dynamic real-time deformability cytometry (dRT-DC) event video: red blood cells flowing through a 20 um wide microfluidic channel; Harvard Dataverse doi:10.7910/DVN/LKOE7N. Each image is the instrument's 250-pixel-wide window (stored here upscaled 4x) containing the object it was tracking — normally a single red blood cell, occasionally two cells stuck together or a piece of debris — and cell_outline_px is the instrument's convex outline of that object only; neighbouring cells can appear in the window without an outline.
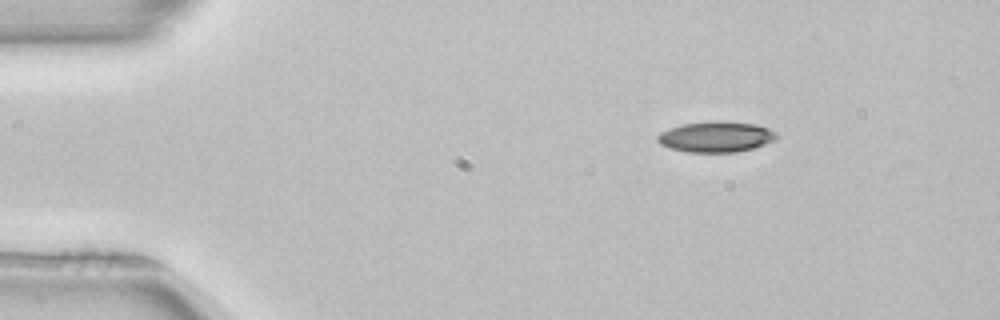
{"species": "common noctule bat (a hibernating species)", "species_latin": "Nyctalus noctula", "temperature_condition": "room temperature", "stored_images_in_passage": 45, "camera_frame_rate_fps": 3000, "um_per_image_px": 0.085, "animal": {"sex": "female", "body_mass_g": 22.7, "forearm_length_mm": 54.2}, "frame": {"image": 1, "passage_image": 1, "time_ms": 0.0, "image_size_px": [1000, 320], "cell_outline_px": [[776, 136], [772, 140], [764, 144], [752, 148], [736, 152], [688, 152], [672, 148], [660, 144], [656, 140], [656, 136], [660, 132], [668, 128], [684, 124], [716, 120], [720, 120], [756, 124], [768, 128], [776, 132]], "centroid_in_image_um": [60.82, 11.61], "position_along_channel_um": 24.2, "area_um2": 21.21}}
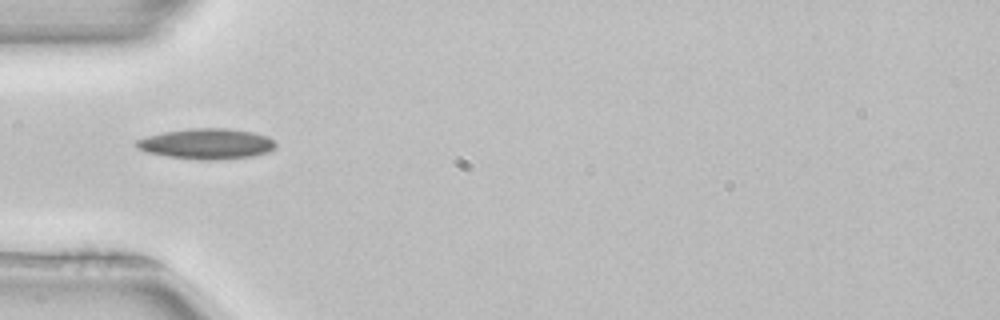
{"frame": {"image": 2, "passage_image": 10, "time_ms": 3.0, "image_size_px": [1000, 320], "cell_outline_px": [[276, 144], [268, 152], [252, 156], [216, 160], [200, 160], [168, 156], [148, 152], [140, 148], [136, 144], [136, 140], [148, 136], [164, 132], [192, 128], [228, 128], [252, 132], [268, 136]], "centroid_in_image_um": [17.59, 12.22], "position_along_channel_um": 67.4, "area_um2": 24.45}}
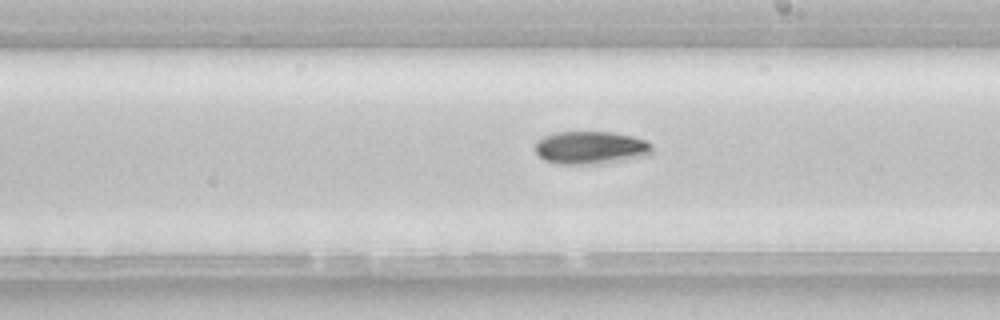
{"frame": {"image": 3, "passage_image": 23, "time_ms": 7.333, "image_size_px": [1000, 320], "cell_outline_px": [[652, 152], [648, 156], [604, 164], [556, 164], [544, 160], [536, 152], [536, 144], [544, 136], [556, 132], [612, 132], [632, 136], [644, 140], [652, 144]], "centroid_in_image_um": [50.25, 12.57], "position_along_channel_um": 238.7, "area_um2": 22.6}, "authors_computed_cell_mechanics": {"area_um2": 21.6172, "velocity_mm_per_s": 3.9541, "shape_relaxation_time_tau1_ms": 3.7423, "shape_relaxation_time_tau2_ms": null, "deformation_change_tau1": 0.0999, "deformation_change_tau2": null}}